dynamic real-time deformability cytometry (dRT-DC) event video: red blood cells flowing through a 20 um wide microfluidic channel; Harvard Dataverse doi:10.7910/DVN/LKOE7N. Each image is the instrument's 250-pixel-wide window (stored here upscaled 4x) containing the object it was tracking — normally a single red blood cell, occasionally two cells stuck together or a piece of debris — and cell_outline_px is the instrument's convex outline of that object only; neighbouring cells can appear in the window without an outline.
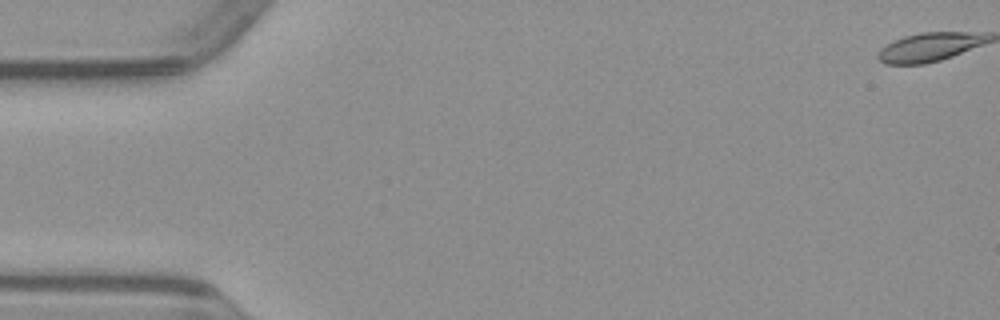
{"species": "common noctule bat (a hibernating species)", "species_latin": "Nyctalus noctula", "temperature_condition": "warm", "stored_images_in_passage": 52, "camera_frame_rate_fps": 3000, "um_per_image_px": 0.085, "animal": {"sex": "male", "body_mass_g": 23.1, "forearm_length_mm": 52.7}, "frame": {"image": 1, "passage_image": 1, "time_ms": 0.0, "image_size_px": [1000, 320], "cell_outline_px": [[972, 44], [948, 56], [936, 60], [912, 64], [900, 64], [884, 60], [896, 44], [900, 40], [912, 36], [940, 32], [944, 32], [968, 36]], "centroid_in_image_um": [78.81, 4.06], "position_along_channel_um": 6.2, "area_um2": 13.29}}
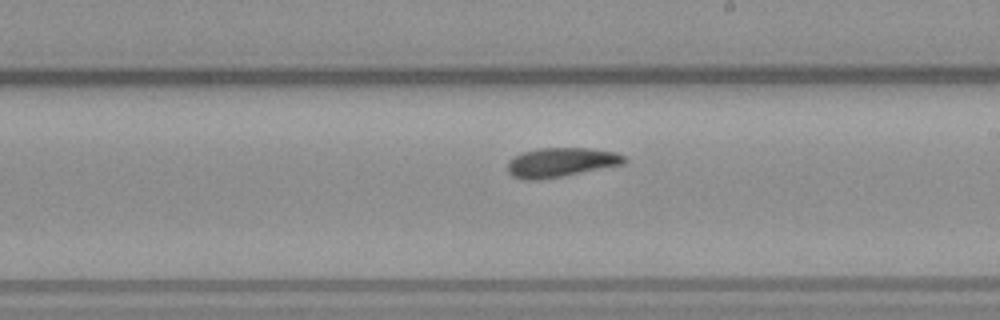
{"frame": {"image": 2, "passage_image": 30, "time_ms": 9.667, "image_size_px": [1000, 320], "cell_outline_px": [[620, 160], [604, 164], [564, 172], [540, 176], [528, 176], [516, 172], [512, 168], [512, 164], [516, 160], [524, 156], [540, 152], [592, 152], [616, 156]], "centroid_in_image_um": [47.52, 13.81], "position_along_channel_um": 241.5, "area_um2": 12.72}}
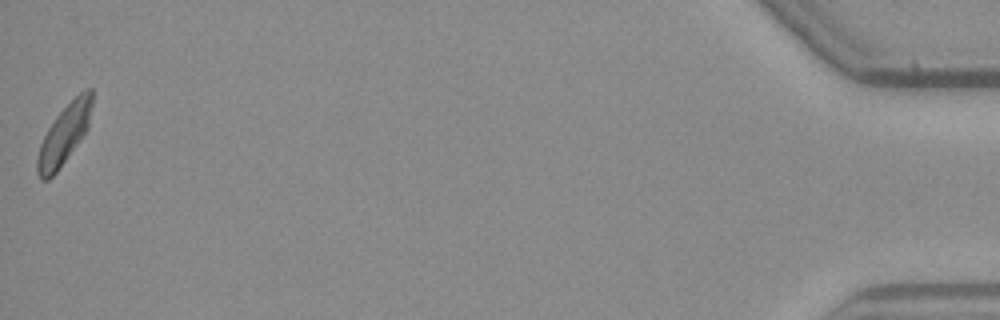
{"frame": {"image": 3, "passage_image": 52, "time_ms": 17.0, "image_size_px": [1000, 320], "cell_outline_px": [[92, 92], [84, 128], [60, 164], [48, 176], [44, 176], [40, 172], [40, 152], [44, 140], [52, 128]], "centroid_in_image_um": [5.36, 11.69], "position_along_channel_um": 429.8, "area_um2": 12.77}}